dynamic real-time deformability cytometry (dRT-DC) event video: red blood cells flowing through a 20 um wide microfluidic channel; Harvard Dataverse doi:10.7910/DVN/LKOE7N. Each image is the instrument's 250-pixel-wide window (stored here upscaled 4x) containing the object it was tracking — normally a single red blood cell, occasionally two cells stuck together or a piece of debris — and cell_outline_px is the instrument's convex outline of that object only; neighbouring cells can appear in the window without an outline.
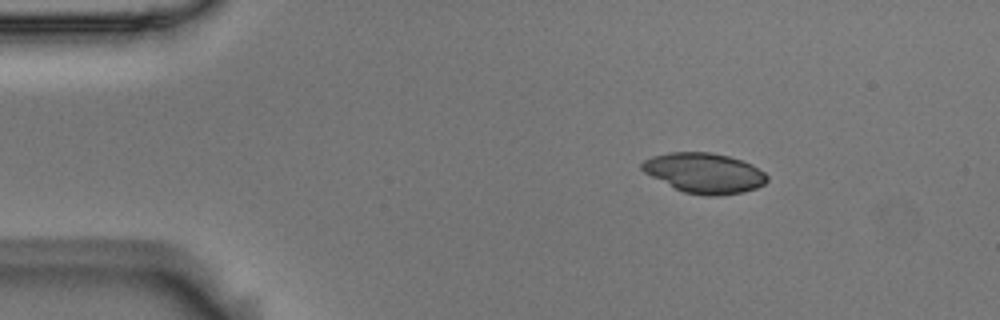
{"species": "Egyptian fruit bat (a non-hibernating species)", "species_latin": "Rousettus aegyptiacus", "temperature_condition": "room temperature", "stored_images_in_passage": 3, "camera_frame_rate_fps": 3000, "um_per_image_px": 0.085, "animal": {"sex": "male"}, "frame": {"image": 1, "passage_image": 1, "time_ms": 0.0, "image_size_px": [1000, 320], "cell_outline_px": [[768, 180], [764, 184], [756, 188], [744, 192], [720, 196], [708, 196], [684, 192], [644, 172], [640, 168], [640, 164], [644, 160], [652, 156], [668, 152], [712, 152], [728, 156], [752, 164], [764, 172], [768, 176]], "centroid_in_image_um": [59.88, 14.7], "position_along_channel_um": 25.1, "area_um2": 29.19}}